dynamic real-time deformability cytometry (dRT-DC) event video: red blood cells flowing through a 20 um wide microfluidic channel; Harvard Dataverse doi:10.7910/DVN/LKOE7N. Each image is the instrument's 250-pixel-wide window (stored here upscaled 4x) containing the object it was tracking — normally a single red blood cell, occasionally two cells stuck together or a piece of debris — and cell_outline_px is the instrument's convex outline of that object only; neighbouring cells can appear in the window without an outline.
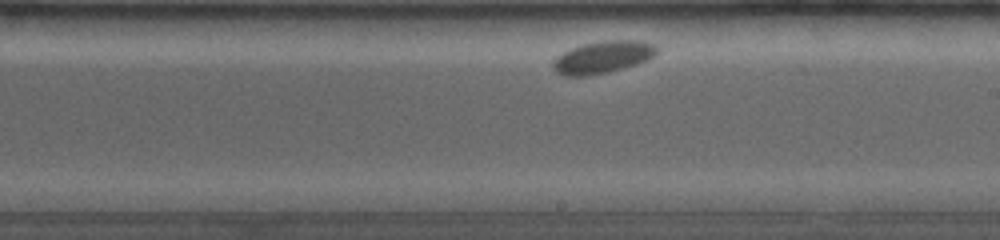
{"species": "common noctule bat (a hibernating species)", "species_latin": "Nyctalus noctula", "temperature_condition": "room temperature", "stored_images_in_passage": 28, "camera_frame_rate_fps": 4000, "um_per_image_px": 0.085, "animal": {"sex": "female", "body_mass_g": 19.0, "forearm_length_mm": 53.3}, "frame": {"image": 1, "passage_image": 25, "time_ms": 5.25, "image_size_px": [1000, 240], "cell_outline_px": [[660, 48], [648, 60], [636, 64], [588, 76], [564, 76], [556, 72], [552, 68], [552, 60], [556, 56], [572, 48], [584, 44], [604, 40], [640, 40], [656, 44]], "centroid_in_image_um": [51.23, 4.84], "position_along_channel_um": 237.8, "area_um2": 19.48}}